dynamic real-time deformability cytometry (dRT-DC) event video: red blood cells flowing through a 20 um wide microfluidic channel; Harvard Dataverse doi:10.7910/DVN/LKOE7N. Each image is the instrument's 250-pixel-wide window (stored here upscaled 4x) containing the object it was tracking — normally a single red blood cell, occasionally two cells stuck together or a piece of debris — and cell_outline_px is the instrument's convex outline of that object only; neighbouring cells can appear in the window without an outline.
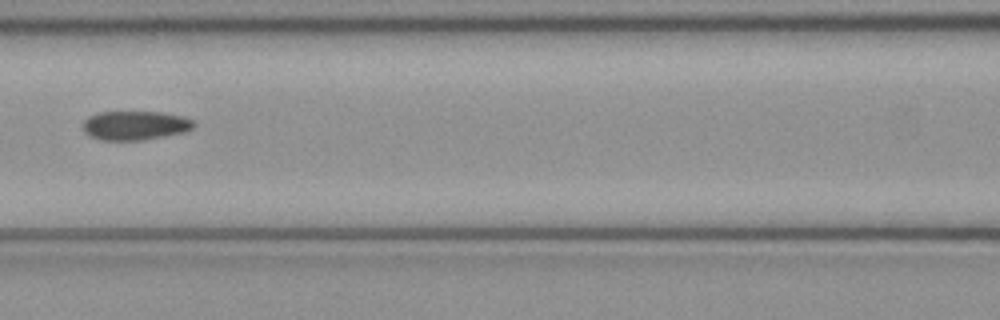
{"species": "common noctule bat (a hibernating species)", "species_latin": "Nyctalus noctula", "temperature_condition": "cold", "stored_images_in_passage": 3, "camera_frame_rate_fps": 3000, "um_per_image_px": 0.085, "animal": {"sex": "female", "body_mass_g": 21.9}, "frame": {"image": 1, "passage_image": 3, "time_ms": 0.667, "image_size_px": [1000, 320], "cell_outline_px": [[196, 124], [192, 128], [184, 132], [144, 140], [100, 140], [88, 136], [84, 132], [84, 120], [88, 116], [100, 112], [160, 112], [184, 116], [192, 120]], "centroid_in_image_um": [11.47, 10.66], "position_along_channel_um": 155.1, "area_um2": 18.84}}